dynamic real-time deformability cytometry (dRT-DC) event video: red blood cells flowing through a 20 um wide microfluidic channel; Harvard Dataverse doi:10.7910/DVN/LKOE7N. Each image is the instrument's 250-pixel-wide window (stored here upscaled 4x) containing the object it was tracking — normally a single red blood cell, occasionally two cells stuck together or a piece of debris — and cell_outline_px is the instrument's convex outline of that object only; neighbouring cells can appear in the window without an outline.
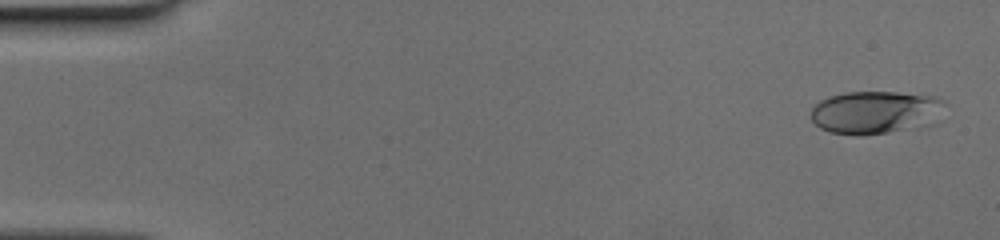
{"species": "human", "species_latin": "Homo sapiens", "temperature_condition": "cold", "stored_images_in_passage": 48, "camera_frame_rate_fps": 3000, "um_per_image_px": 0.085, "donor": {"sex": "female"}, "frame": {"image": 1, "passage_image": 2, "time_ms": 0.333, "image_size_px": [1000, 240], "cell_outline_px": [[944, 104], [900, 128], [888, 132], [864, 136], [856, 136], [832, 132], [820, 128], [808, 116], [812, 108], [820, 100], [828, 96], [844, 92], [896, 92], [936, 96], [944, 100]], "centroid_in_image_um": [74.03, 9.49], "position_along_channel_um": 11.0, "area_um2": 31.15}}
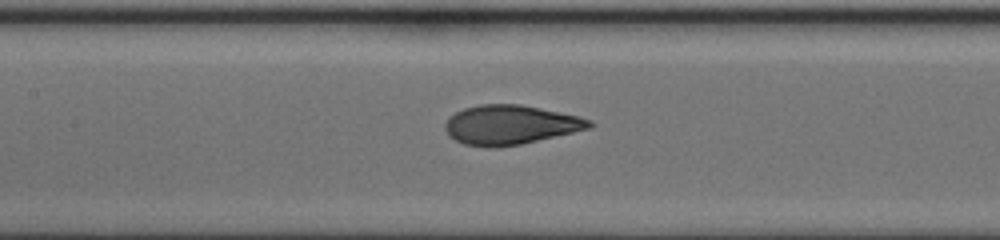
{"frame": {"image": 2, "passage_image": 24, "time_ms": 7.667, "image_size_px": [1000, 240], "cell_outline_px": [[596, 124], [592, 128], [520, 144], [492, 148], [488, 148], [464, 144], [448, 136], [444, 128], [444, 124], [456, 112], [464, 108], [480, 104], [520, 104], [580, 116], [592, 120]], "centroid_in_image_um": [43.4, 10.61], "position_along_channel_um": 164.0, "area_um2": 33.18}}
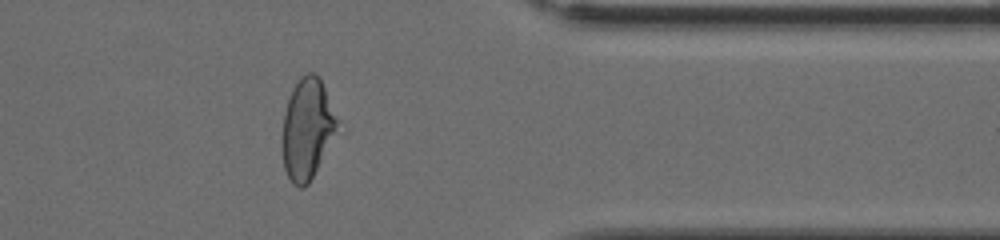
{"frame": {"image": 3, "passage_image": 41, "time_ms": 13.333, "image_size_px": [1000, 240], "cell_outline_px": [[336, 128], [308, 184], [304, 188], [300, 188], [292, 184], [284, 168], [284, 112], [288, 96], [292, 88], [300, 76], [308, 72], [316, 72], [324, 88], [336, 120]], "centroid_in_image_um": [26.06, 10.91], "position_along_channel_um": 385.3, "area_um2": 30.81}}